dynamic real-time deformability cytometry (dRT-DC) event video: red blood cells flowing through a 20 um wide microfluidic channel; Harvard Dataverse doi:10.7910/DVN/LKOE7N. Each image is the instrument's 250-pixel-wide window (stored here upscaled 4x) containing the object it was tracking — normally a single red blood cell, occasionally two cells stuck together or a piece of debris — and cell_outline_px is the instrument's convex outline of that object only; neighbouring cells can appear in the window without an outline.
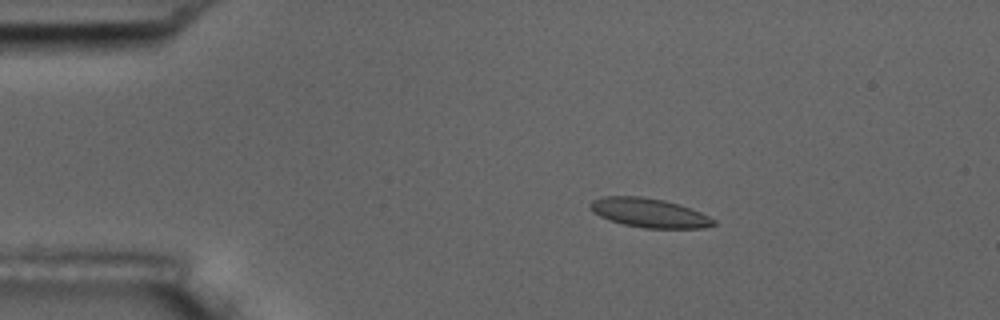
{"species": "common noctule bat (a hibernating species)", "species_latin": "Nyctalus noctula", "temperature_condition": "room temperature", "stored_images_in_passage": 4, "camera_frame_rate_fps": 3000, "um_per_image_px": 0.085, "animal": {"sex": "male", "body_mass_g": 17.5, "forearm_length_mm": 52.3}, "frame": {"image": 1, "passage_image": 3, "time_ms": 0.667, "image_size_px": [1000, 320], "cell_outline_px": [[716, 224], [704, 228], [644, 228], [624, 224], [608, 220], [600, 216], [588, 208], [588, 204], [592, 200], [604, 196], [640, 196], [664, 200], [680, 204], [700, 212], [716, 220]], "centroid_in_image_um": [55.16, 18.09], "position_along_channel_um": 29.8, "area_um2": 21.04}}